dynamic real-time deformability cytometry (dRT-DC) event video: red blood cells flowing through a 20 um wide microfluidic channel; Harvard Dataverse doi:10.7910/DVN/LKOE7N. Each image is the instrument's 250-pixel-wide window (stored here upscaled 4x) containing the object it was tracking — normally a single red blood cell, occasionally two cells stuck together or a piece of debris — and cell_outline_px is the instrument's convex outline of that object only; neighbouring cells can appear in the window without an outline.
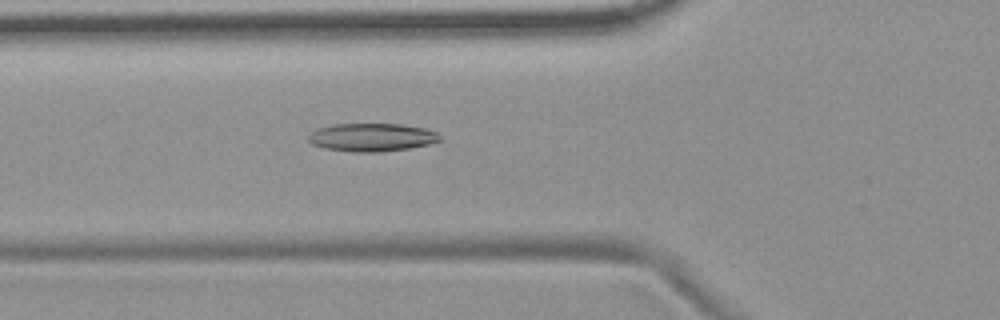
{"species": "common noctule bat (a hibernating species)", "species_latin": "Nyctalus noctula", "temperature_condition": "room temperature", "stored_images_in_passage": 55, "camera_frame_rate_fps": 3000, "um_per_image_px": 0.085, "animal": {"sex": "female", "body_mass_g": 19.9}, "frame": {"image": 1, "passage_image": 20, "time_ms": 6.333, "image_size_px": [1000, 320], "cell_outline_px": [[440, 140], [428, 144], [408, 148], [376, 152], [352, 152], [324, 148], [312, 144], [308, 140], [308, 136], [312, 132], [320, 128], [332, 124], [400, 124], [424, 128], [436, 132], [440, 136]], "centroid_in_image_um": [31.58, 11.67], "position_along_channel_um": 94.2, "area_um2": 21.33}}
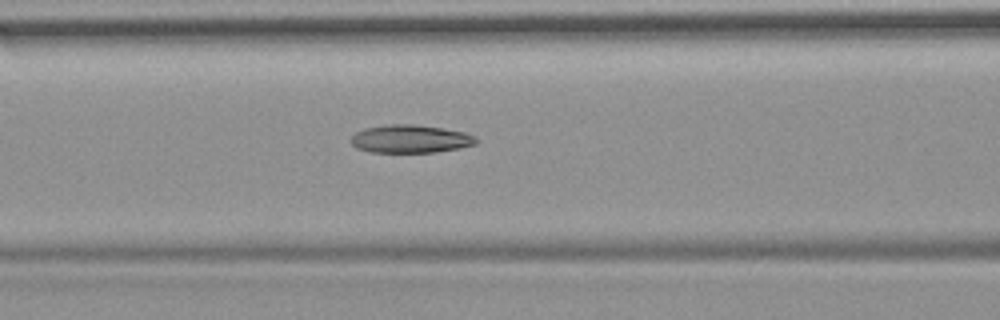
{"frame": {"image": 2, "passage_image": 23, "time_ms": 7.333, "image_size_px": [1000, 320], "cell_outline_px": [[480, 140], [476, 144], [460, 148], [436, 152], [372, 152], [356, 148], [352, 144], [352, 136], [356, 132], [364, 128], [388, 124], [412, 124], [440, 128], [464, 132], [476, 136]], "centroid_in_image_um": [34.91, 11.81], "position_along_channel_um": 131.7, "area_um2": 20.46}}
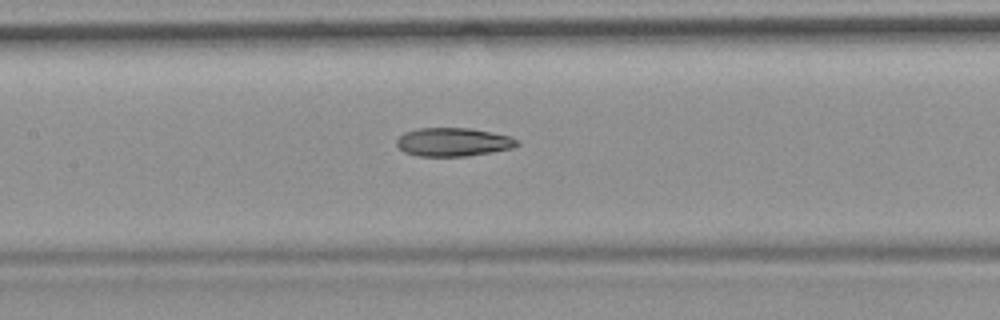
{"frame": {"image": 3, "passage_image": 26, "time_ms": 8.333, "image_size_px": [1000, 320], "cell_outline_px": [[520, 144], [512, 148], [492, 152], [468, 156], [420, 156], [404, 152], [396, 144], [396, 140], [404, 132], [416, 128], [472, 128], [492, 132], [508, 136], [516, 140]], "centroid_in_image_um": [38.5, 12.07], "position_along_channel_um": 168.9, "area_um2": 20.0}, "authors_computed_cell_mechanics": {"area_um2": 20.9236, "velocity_mm_per_s": 3.7136, "shape_relaxation_time_tau1_ms": null, "shape_relaxation_time_tau2_ms": 6.2578, "deformation_change_tau1": null, "deformation_change_tau2": 0.1478}}